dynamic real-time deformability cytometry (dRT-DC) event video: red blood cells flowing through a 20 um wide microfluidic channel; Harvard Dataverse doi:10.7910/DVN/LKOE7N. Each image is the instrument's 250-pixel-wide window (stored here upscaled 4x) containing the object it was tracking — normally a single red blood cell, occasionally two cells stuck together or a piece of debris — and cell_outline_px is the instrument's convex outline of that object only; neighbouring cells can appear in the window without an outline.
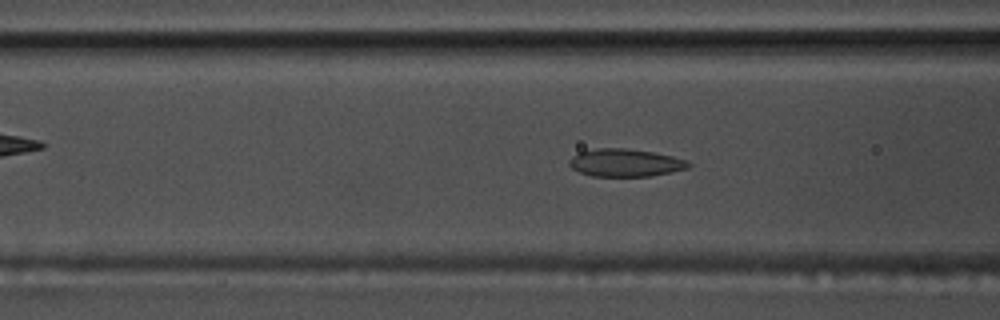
{"species": "common noctule bat (a hibernating species)", "species_latin": "Nyctalus noctula", "temperature_condition": "warm", "stored_images_in_passage": 56, "camera_frame_rate_fps": 3000, "um_per_image_px": 0.085, "animal": {"sex": "male", "body_mass_g": 17.5, "forearm_length_mm": 52.3}, "frame": {"image": 1, "passage_image": 22, "time_ms": 7.0, "image_size_px": [1000, 320], "cell_outline_px": [[692, 164], [688, 168], [672, 172], [652, 176], [592, 176], [580, 172], [572, 168], [568, 164], [568, 160], [572, 156], [580, 152], [596, 148], [624, 148], [652, 152], [672, 156], [684, 160]], "centroid_in_image_um": [53.13, 13.84], "position_along_channel_um": 113.5, "area_um2": 19.19}}
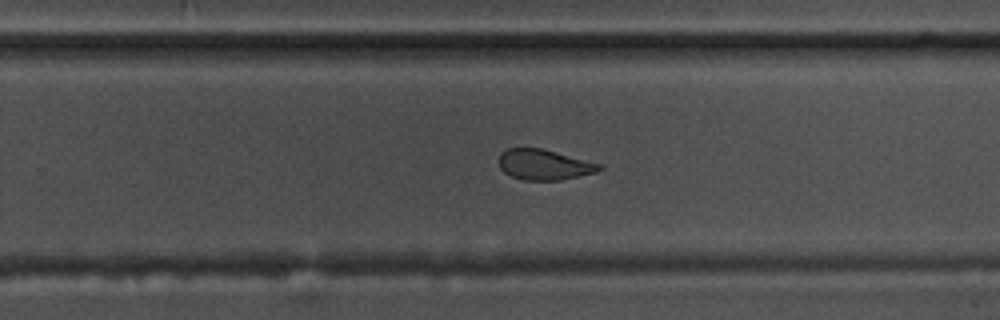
{"frame": {"image": 2, "passage_image": 36, "time_ms": 11.667, "image_size_px": [1000, 320], "cell_outline_px": [[604, 168], [596, 172], [580, 176], [560, 180], [524, 180], [512, 176], [504, 172], [500, 168], [500, 152], [508, 148], [540, 148], [604, 164]], "centroid_in_image_um": [46.3, 13.99], "position_along_channel_um": 283.5, "area_um2": 17.86}}
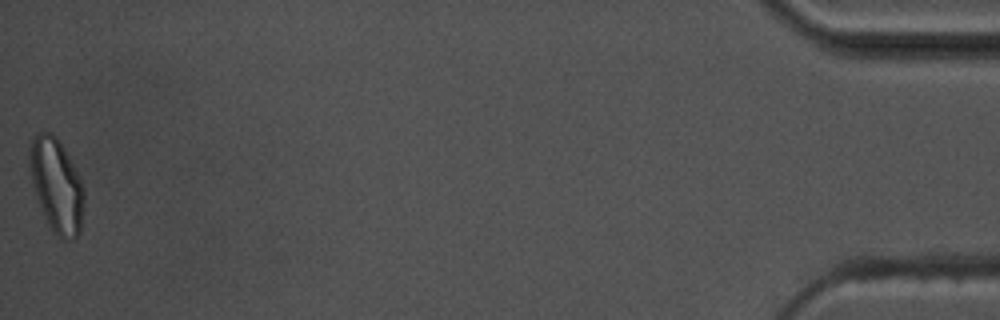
{"frame": {"image": 3, "passage_image": 56, "time_ms": 18.333, "image_size_px": [1000, 320], "cell_outline_px": [[84, 204], [80, 232], [72, 240], [60, 240], [52, 232], [44, 216], [36, 196], [32, 184], [28, 164], [28, 148], [32, 136], [36, 132], [52, 132], [56, 136], [64, 148], [84, 188]], "centroid_in_image_um": [4.77, 15.76], "position_along_channel_um": 430.4, "area_um2": 30.17}, "authors_computed_cell_mechanics": {"area_um2": 20.4901, "velocity_mm_per_s": 3.6572, "shape_relaxation_time_tau1_ms": 5.3388, "shape_relaxation_time_tau2_ms": 1.151, "deformation_change_tau1": 0.1548, "deformation_change_tau2": 0.0728}}